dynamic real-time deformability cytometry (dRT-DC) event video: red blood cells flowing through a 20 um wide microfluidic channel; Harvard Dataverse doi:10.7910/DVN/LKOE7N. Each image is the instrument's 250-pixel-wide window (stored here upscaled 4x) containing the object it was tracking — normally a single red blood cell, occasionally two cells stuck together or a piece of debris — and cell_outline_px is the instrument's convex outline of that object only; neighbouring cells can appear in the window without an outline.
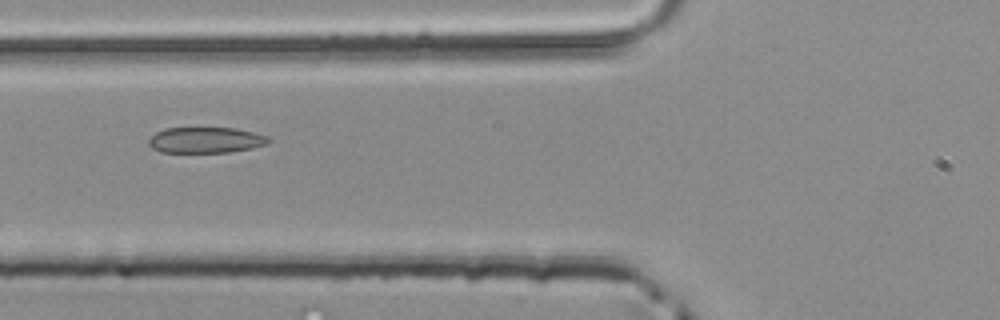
{"species": "common noctule bat (a hibernating species)", "species_latin": "Nyctalus noctula", "temperature_condition": "room temperature", "stored_images_in_passage": 49, "segment_of_instrument_passage": [2, 2], "camera_frame_rate_fps": 3000, "um_per_image_px": 0.085, "animal": {"sex": "male", "body_mass_g": 20.4}, "frame": {"image": 1, "passage_image": 19, "time_ms": 6.0, "image_size_px": [1000, 320], "cell_outline_px": [[272, 140], [268, 144], [252, 148], [228, 152], [160, 152], [152, 148], [148, 144], [148, 140], [156, 132], [164, 128], [236, 128], [268, 136]], "centroid_in_image_um": [17.49, 11.9], "position_along_channel_um": 108.3, "area_um2": 18.09}}
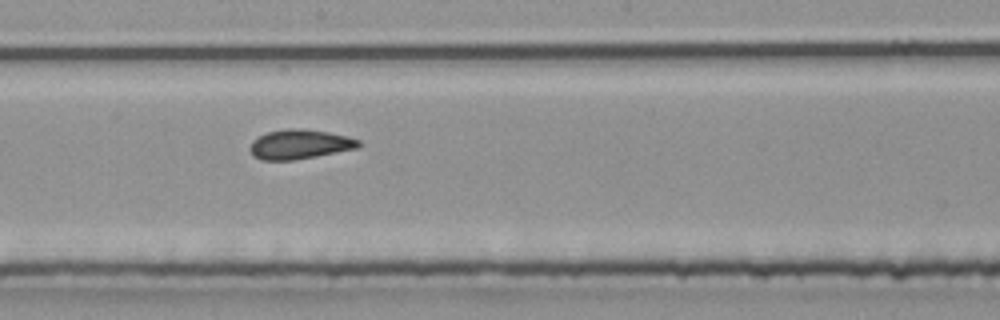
{"frame": {"image": 2, "passage_image": 27, "time_ms": 8.667, "image_size_px": [1000, 320], "cell_outline_px": [[360, 144], [356, 148], [296, 160], [260, 160], [252, 156], [248, 148], [252, 140], [268, 132], [288, 128], [300, 128], [328, 132], [348, 136], [360, 140]], "centroid_in_image_um": [25.42, 12.27], "position_along_channel_um": 222.8, "area_um2": 18.73}}
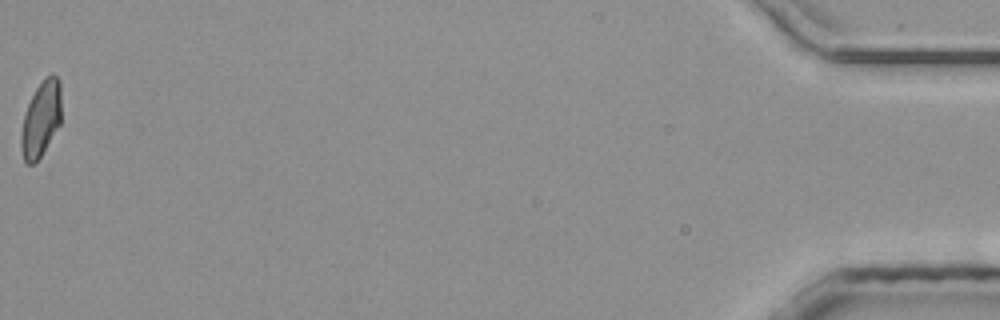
{"frame": {"image": 3, "passage_image": 49, "time_ms": 16.0, "image_size_px": [1000, 320], "cell_outline_px": [[60, 124], [40, 156], [32, 164], [24, 164], [20, 148], [20, 136], [24, 116], [28, 104], [36, 88], [44, 76], [52, 72], [56, 76], [60, 84]], "centroid_in_image_um": [3.46, 10.1], "position_along_channel_um": 431.7, "area_um2": 17.63}}